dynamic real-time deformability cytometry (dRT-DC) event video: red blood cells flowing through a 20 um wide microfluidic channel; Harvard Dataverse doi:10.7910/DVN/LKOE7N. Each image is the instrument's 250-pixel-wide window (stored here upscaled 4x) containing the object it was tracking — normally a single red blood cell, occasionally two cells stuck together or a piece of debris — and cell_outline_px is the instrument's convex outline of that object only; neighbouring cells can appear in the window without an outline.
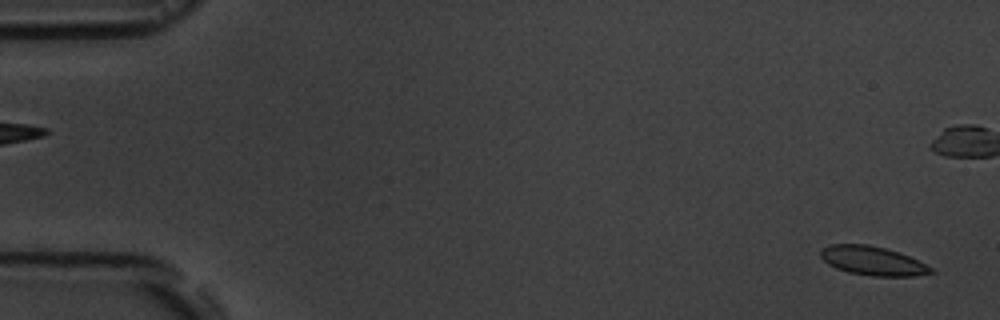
{"species": "common noctule bat (a hibernating species)", "species_latin": "Nyctalus noctula", "temperature_condition": "room temperature", "stored_images_in_passage": 5, "segment_of_instrument_passage": [2, 2], "camera_frame_rate_fps": 3000, "um_per_image_px": 0.085, "animal": {"sex": "male", "body_mass_g": 19.5, "forearm_length_mm": 54.6}, "frame": {"image": 1, "passage_image": 5, "time_ms": 5.333, "image_size_px": [1000, 320], "cell_outline_px": [[936, 272], [916, 276], [872, 276], [848, 272], [836, 268], [828, 264], [820, 256], [820, 248], [832, 244], [868, 244], [900, 252], [932, 268]], "centroid_in_image_um": [74.15, 22.17], "position_along_channel_um": 10.8, "area_um2": 18.61}}